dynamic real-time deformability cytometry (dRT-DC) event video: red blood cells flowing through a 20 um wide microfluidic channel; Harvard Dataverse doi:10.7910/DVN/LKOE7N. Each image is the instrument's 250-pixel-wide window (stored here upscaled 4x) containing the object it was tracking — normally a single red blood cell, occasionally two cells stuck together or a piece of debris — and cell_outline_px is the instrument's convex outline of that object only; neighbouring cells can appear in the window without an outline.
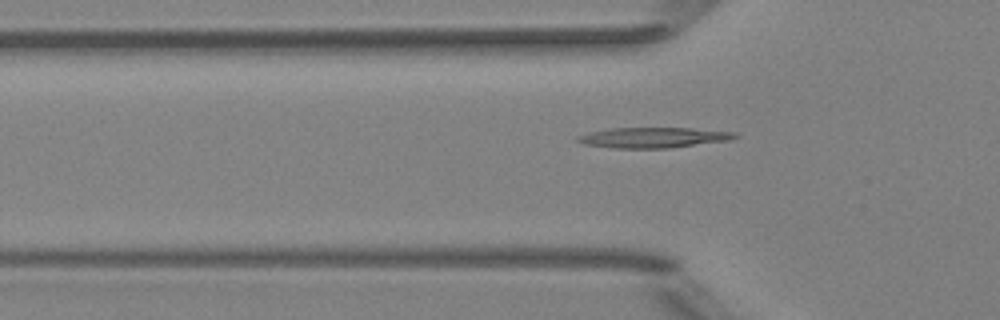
{"species": "Egyptian fruit bat (a non-hibernating species)", "species_latin": "Rousettus aegyptiacus", "temperature_condition": "room temperature", "stored_images_in_passage": 36, "camera_frame_rate_fps": 3000, "um_per_image_px": 0.085, "animal": {"sex": "female"}, "frame": {"image": 1, "passage_image": 3, "time_ms": 0.667, "image_size_px": [1000, 320], "cell_outline_px": [[740, 136], [728, 140], [668, 148], [612, 148], [584, 144], [576, 140], [576, 136], [588, 132], [608, 128], [692, 128], [736, 132]], "centroid_in_image_um": [55.5, 11.68], "position_along_channel_um": 70.3, "area_um2": 18.73}}
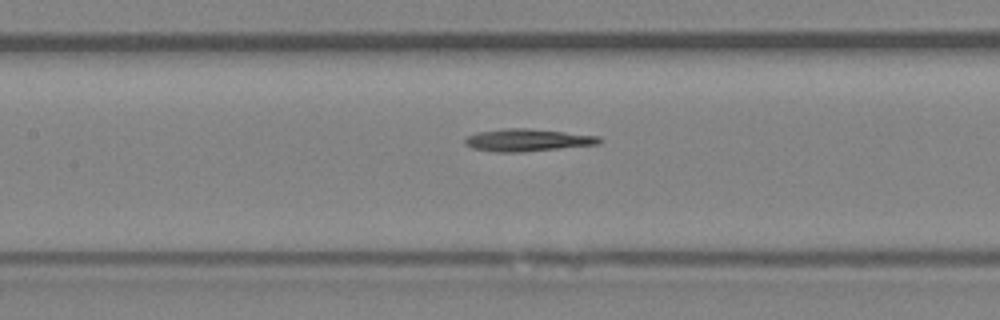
{"frame": {"image": 2, "passage_image": 10, "time_ms": 3.0, "image_size_px": [1000, 320], "cell_outline_px": [[604, 140], [600, 144], [520, 152], [496, 152], [472, 148], [464, 144], [464, 140], [468, 136], [476, 132], [504, 128], [528, 128], [600, 136]], "centroid_in_image_um": [44.83, 11.9], "position_along_channel_um": 162.6, "area_um2": 17.57}}
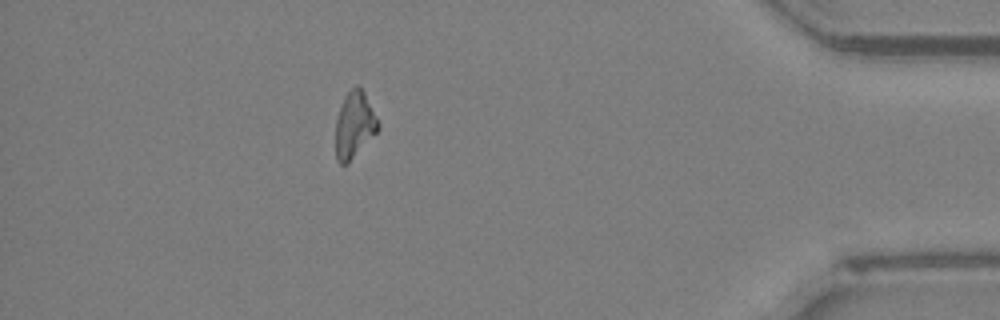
{"frame": {"image": 3, "passage_image": 32, "time_ms": 10.333, "image_size_px": [1000, 320], "cell_outline_px": [[380, 128], [348, 164], [340, 164], [336, 160], [336, 120], [344, 96], [356, 84], [364, 92], [380, 124]], "centroid_in_image_um": [30.12, 10.64], "position_along_channel_um": 405.1, "area_um2": 16.3}}